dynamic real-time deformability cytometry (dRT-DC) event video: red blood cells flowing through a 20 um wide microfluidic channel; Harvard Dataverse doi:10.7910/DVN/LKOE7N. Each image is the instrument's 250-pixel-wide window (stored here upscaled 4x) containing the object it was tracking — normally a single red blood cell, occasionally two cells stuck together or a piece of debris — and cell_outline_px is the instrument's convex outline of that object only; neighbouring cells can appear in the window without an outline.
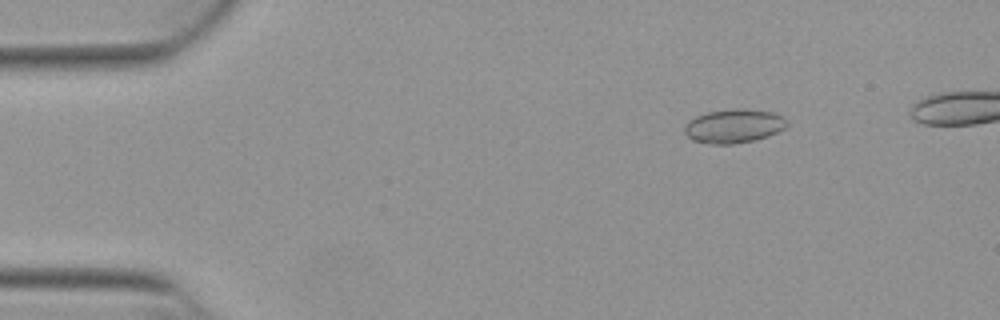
{"species": "Egyptian fruit bat (a non-hibernating species)", "species_latin": "Rousettus aegyptiacus", "temperature_condition": "warm", "stored_images_in_passage": 11, "camera_frame_rate_fps": 3000, "um_per_image_px": 0.085, "animal": {"sex": "female"}, "frame": {"image": 1, "passage_image": 4, "time_ms": 1.0, "image_size_px": [1000, 320], "cell_outline_px": [[788, 124], [784, 128], [768, 136], [752, 140], [732, 144], [712, 144], [692, 140], [684, 132], [684, 128], [696, 116], [708, 112], [768, 112], [780, 116]], "centroid_in_image_um": [62.33, 10.79], "position_along_channel_um": 22.7, "area_um2": 18.73}}